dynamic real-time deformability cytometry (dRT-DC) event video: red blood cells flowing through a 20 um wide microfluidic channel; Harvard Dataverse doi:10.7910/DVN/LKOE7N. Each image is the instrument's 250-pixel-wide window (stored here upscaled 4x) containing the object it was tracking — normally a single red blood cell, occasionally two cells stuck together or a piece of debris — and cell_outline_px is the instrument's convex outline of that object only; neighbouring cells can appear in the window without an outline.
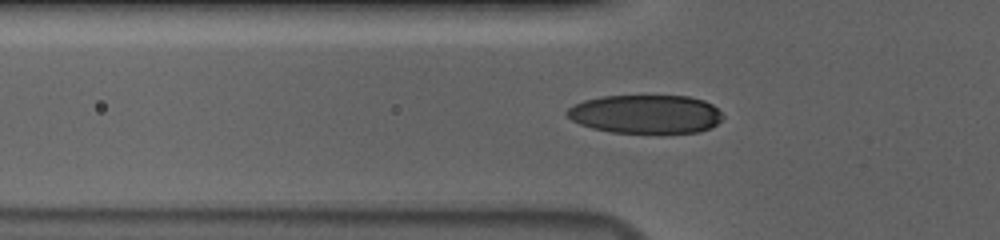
{"species": "human", "species_latin": "Homo sapiens", "temperature_condition": "cold", "stored_images_in_passage": 51, "camera_frame_rate_fps": 3000, "um_per_image_px": 0.085, "donor": {"sex": "male"}, "frame": {"image": 1, "passage_image": 20, "time_ms": 6.333, "image_size_px": [1000, 240], "cell_outline_px": [[724, 116], [712, 128], [700, 132], [660, 136], [612, 132], [592, 128], [580, 124], [572, 120], [564, 112], [568, 108], [584, 100], [600, 96], [688, 96], [704, 100], [712, 104]], "centroid_in_image_um": [54.92, 9.75], "position_along_channel_um": 70.9, "area_um2": 36.18}}
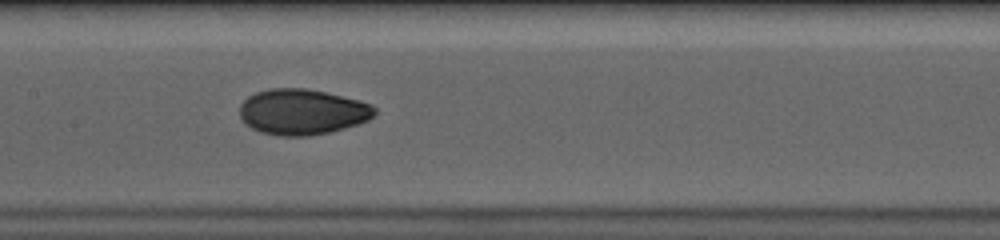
{"frame": {"image": 2, "passage_image": 29, "time_ms": 9.333, "image_size_px": [1000, 240], "cell_outline_px": [[376, 112], [368, 120], [344, 128], [328, 132], [308, 136], [276, 136], [260, 132], [252, 128], [240, 116], [240, 104], [248, 96], [256, 92], [268, 88], [304, 88], [324, 92], [372, 104], [376, 108]], "centroid_in_image_um": [25.66, 9.51], "position_along_channel_um": 181.7, "area_um2": 35.66}}
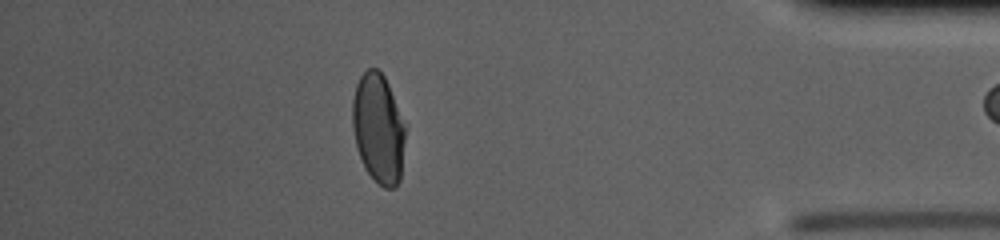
{"frame": {"image": 3, "passage_image": 50, "time_ms": 16.333, "image_size_px": [1000, 240], "cell_outline_px": [[404, 140], [400, 180], [396, 188], [384, 188], [364, 168], [356, 144], [352, 128], [352, 100], [356, 84], [360, 76], [368, 68], [376, 68], [384, 76], [388, 84], [404, 124]], "centroid_in_image_um": [32.13, 10.92], "position_along_channel_um": 403.1, "area_um2": 33.35}}